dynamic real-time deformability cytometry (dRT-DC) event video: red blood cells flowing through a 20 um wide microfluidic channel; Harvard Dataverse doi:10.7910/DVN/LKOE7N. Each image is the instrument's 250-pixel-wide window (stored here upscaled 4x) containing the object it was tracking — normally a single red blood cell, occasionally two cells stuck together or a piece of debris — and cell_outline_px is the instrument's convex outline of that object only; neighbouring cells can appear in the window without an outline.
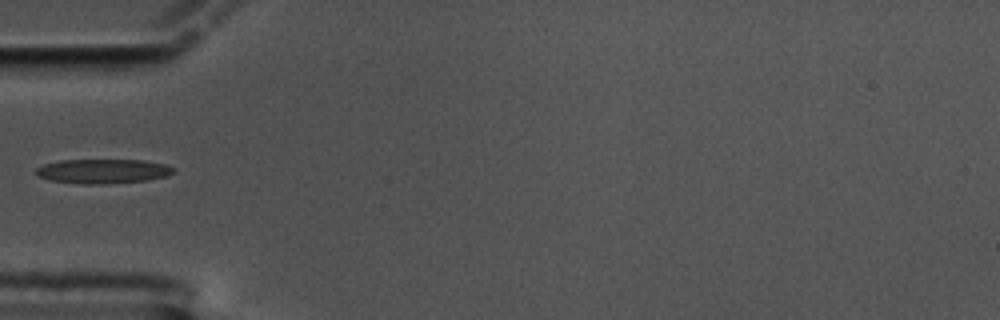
{"species": "common noctule bat (a hibernating species)", "species_latin": "Nyctalus noctula", "temperature_condition": "cold", "stored_images_in_passage": 31, "camera_frame_rate_fps": 3000, "um_per_image_px": 0.085, "animal": {"sex": "male", "body_mass_g": 17.5, "forearm_length_mm": 52.3}, "frame": {"image": 1, "passage_image": 1, "time_ms": 0.0, "image_size_px": [1000, 320], "cell_outline_px": [[172, 172], [168, 176], [148, 180], [104, 184], [84, 184], [48, 180], [36, 176], [36, 168], [44, 164], [60, 160], [144, 160], [164, 164], [172, 168]], "centroid_in_image_um": [8.7, 14.55], "position_along_channel_um": 76.3, "area_um2": 19.54}}
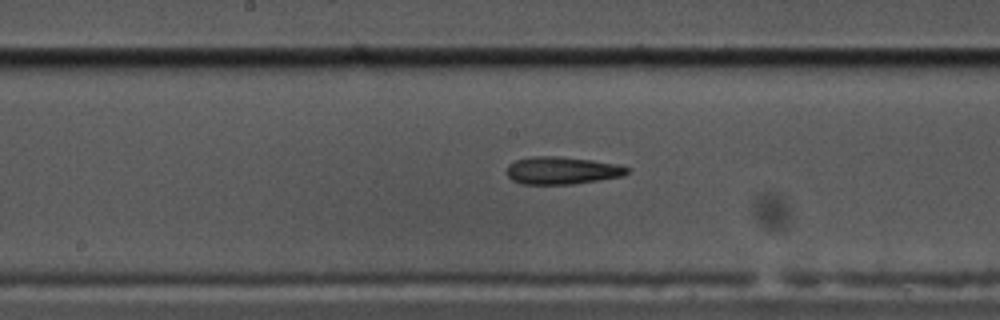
{"frame": {"image": 2, "passage_image": 12, "time_ms": 3.667, "image_size_px": [1000, 320], "cell_outline_px": [[632, 168], [624, 176], [572, 184], [520, 184], [512, 180], [508, 176], [508, 164], [516, 160], [532, 156], [560, 156], [592, 160], [620, 164]], "centroid_in_image_um": [47.81, 14.48], "position_along_channel_um": 200.4, "area_um2": 19.48}}
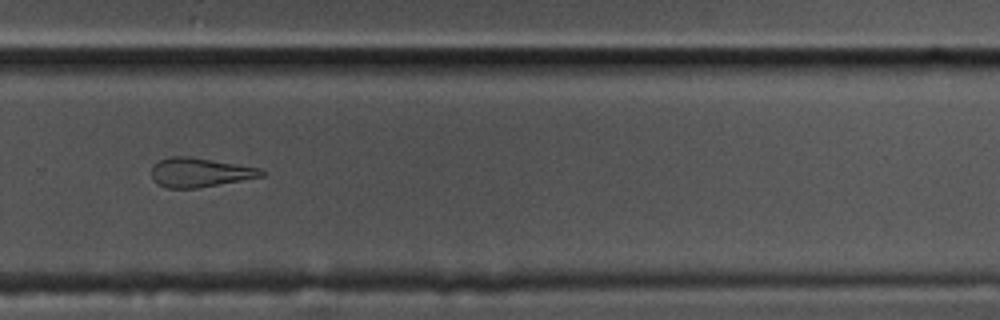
{"frame": {"image": 3, "passage_image": 22, "time_ms": 7.0, "image_size_px": [1000, 320], "cell_outline_px": [[264, 176], [196, 188], [168, 188], [156, 184], [152, 180], [152, 168], [160, 160], [168, 156], [188, 156], [260, 168], [264, 172]], "centroid_in_image_um": [16.94, 14.66], "position_along_channel_um": 312.9, "area_um2": 18.5}}